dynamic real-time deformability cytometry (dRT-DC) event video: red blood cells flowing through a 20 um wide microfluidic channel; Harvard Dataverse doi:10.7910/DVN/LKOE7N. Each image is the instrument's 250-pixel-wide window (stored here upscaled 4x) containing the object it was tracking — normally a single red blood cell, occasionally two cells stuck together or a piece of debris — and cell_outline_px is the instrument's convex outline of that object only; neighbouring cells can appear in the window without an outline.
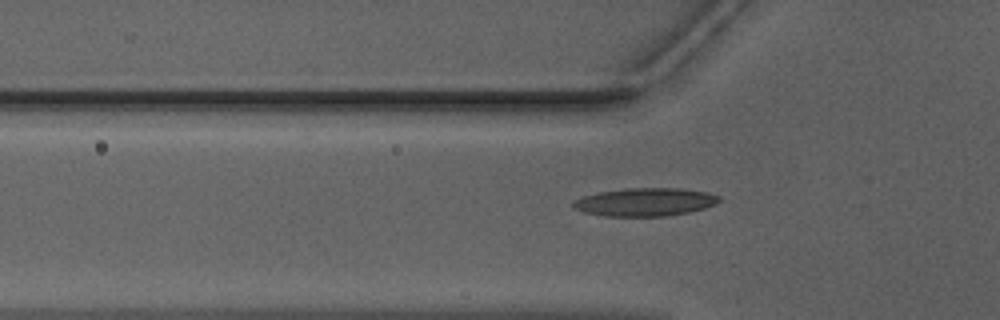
{"species": "Egyptian fruit bat (a non-hibernating species)", "species_latin": "Rousettus aegyptiacus", "temperature_condition": "warm", "stored_images_in_passage": 43, "camera_frame_rate_fps": 3000, "um_per_image_px": 0.085, "animal": {"sex": "male"}, "frame": {"image": 1, "passage_image": 10, "time_ms": 3.0, "image_size_px": [1000, 320], "cell_outline_px": [[720, 200], [716, 204], [704, 208], [688, 212], [668, 216], [604, 216], [584, 212], [572, 208], [572, 200], [584, 196], [600, 192], [624, 188], [680, 188], [704, 192], [720, 196]], "centroid_in_image_um": [54.8, 17.17], "position_along_channel_um": 71.0, "area_um2": 23.93}}
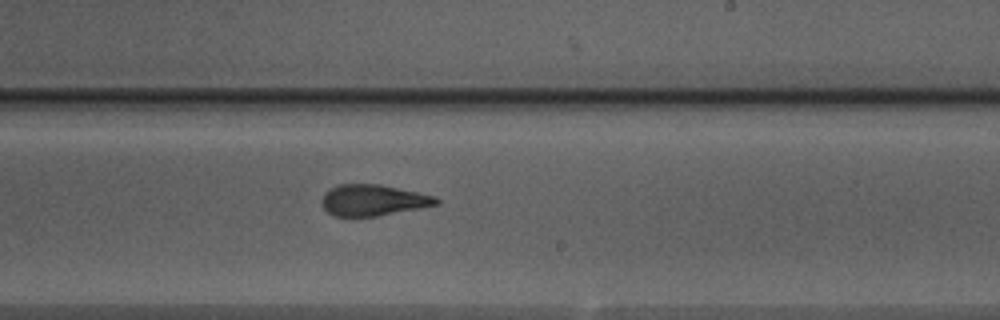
{"frame": {"image": 2, "passage_image": 24, "time_ms": 7.667, "image_size_px": [1000, 320], "cell_outline_px": [[440, 204], [376, 216], [336, 216], [328, 212], [324, 208], [320, 200], [324, 192], [328, 188], [340, 184], [380, 184], [436, 196], [440, 200]], "centroid_in_image_um": [31.69, 17.0], "position_along_channel_um": 257.3, "area_um2": 20.81}}
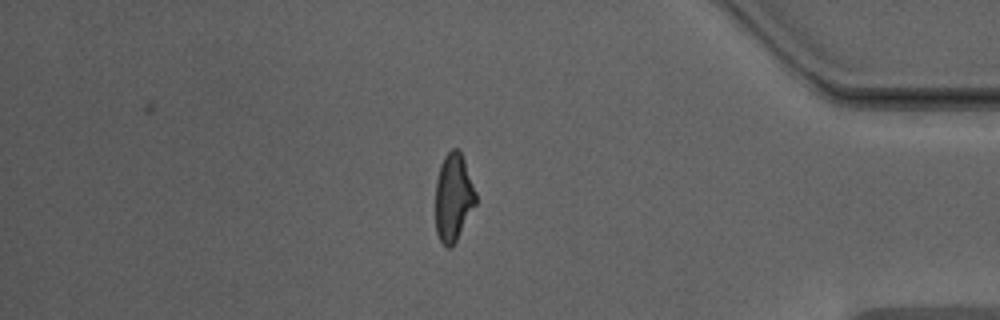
{"frame": {"image": 3, "passage_image": 37, "time_ms": 12.0, "image_size_px": [1000, 320], "cell_outline_px": [[476, 204], [452, 248], [448, 248], [440, 240], [436, 232], [436, 180], [440, 164], [444, 156], [452, 148], [456, 148], [460, 152], [464, 160], [476, 192]], "centroid_in_image_um": [38.53, 16.78], "position_along_channel_um": 396.7, "area_um2": 20.52}, "authors_computed_cell_mechanics": {"area_um2": 21.3282, "velocity_mm_per_s": 3.9808, "shape_relaxation_time_tau1_ms": 7.2739, "shape_relaxation_time_tau2_ms": 1.9075, "deformation_change_tau1": 0.2268, "deformation_change_tau2": 0.1103}}